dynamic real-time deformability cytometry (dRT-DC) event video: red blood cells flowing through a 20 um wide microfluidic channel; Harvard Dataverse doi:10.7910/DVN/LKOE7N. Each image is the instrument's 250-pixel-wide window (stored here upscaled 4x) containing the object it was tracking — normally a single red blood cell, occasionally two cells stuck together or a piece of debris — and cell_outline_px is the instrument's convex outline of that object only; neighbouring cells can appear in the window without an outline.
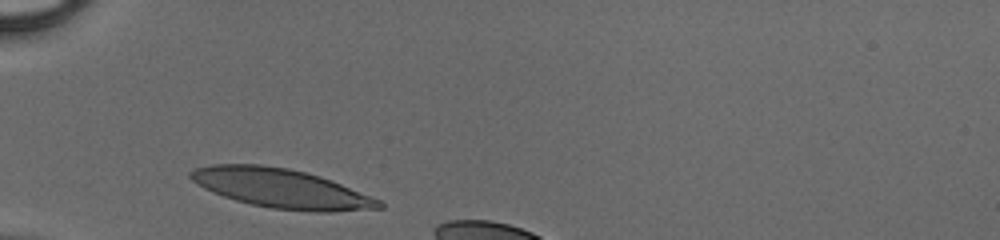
{"species": "human", "species_latin": "Homo sapiens", "temperature_condition": "cold", "stored_images_in_passage": 25, "camera_frame_rate_fps": 3000, "um_per_image_px": 0.085, "donor": {"sex": "male"}, "frame": {"image": 1, "passage_image": 1, "time_ms": 0.0, "image_size_px": [1000, 240], "cell_outline_px": [[384, 208], [332, 212], [316, 212], [272, 208], [252, 204], [236, 200], [224, 196], [204, 188], [192, 180], [188, 176], [188, 172], [196, 168], [212, 164], [260, 164], [288, 168], [320, 176], [332, 180], [380, 200], [384, 204]], "centroid_in_image_um": [23.92, 16.01], "position_along_channel_um": 61.1, "area_um2": 42.89}}
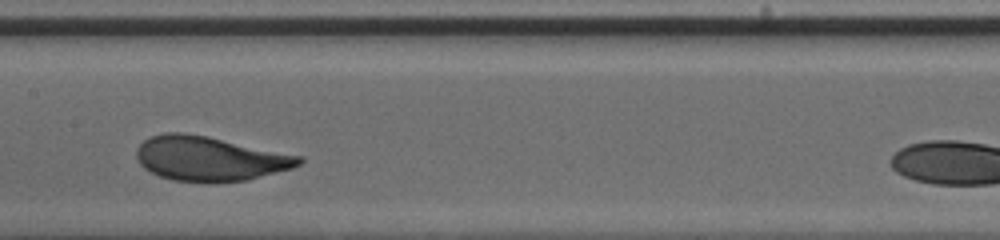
{"frame": {"image": 2, "passage_image": 11, "time_ms": 3.333, "image_size_px": [1000, 240], "cell_outline_px": [[304, 160], [300, 164], [292, 168], [248, 180], [172, 180], [160, 176], [144, 168], [140, 164], [136, 156], [136, 148], [144, 140], [152, 136], [164, 132], [184, 132], [208, 136], [304, 156]], "centroid_in_image_um": [17.84, 13.44], "position_along_channel_um": 189.6, "area_um2": 41.67}}
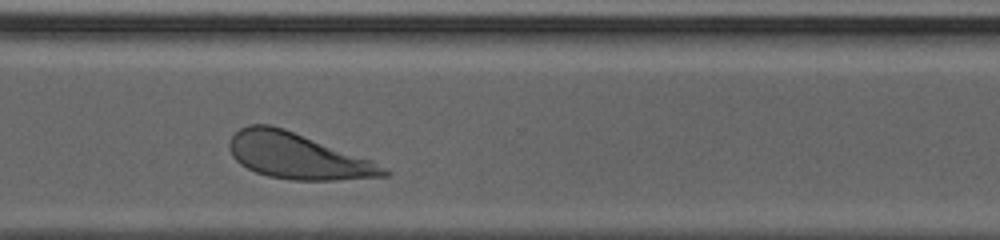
{"frame": {"image": 3, "passage_image": 22, "time_ms": 7.0, "image_size_px": [1000, 240], "cell_outline_px": [[392, 172], [388, 176], [332, 180], [292, 180], [268, 176], [256, 172], [240, 164], [232, 156], [228, 144], [232, 136], [240, 128], [248, 124], [268, 124], [284, 128], [372, 160]], "centroid_in_image_um": [25.29, 13.26], "position_along_channel_um": 345.3, "area_um2": 41.04}}